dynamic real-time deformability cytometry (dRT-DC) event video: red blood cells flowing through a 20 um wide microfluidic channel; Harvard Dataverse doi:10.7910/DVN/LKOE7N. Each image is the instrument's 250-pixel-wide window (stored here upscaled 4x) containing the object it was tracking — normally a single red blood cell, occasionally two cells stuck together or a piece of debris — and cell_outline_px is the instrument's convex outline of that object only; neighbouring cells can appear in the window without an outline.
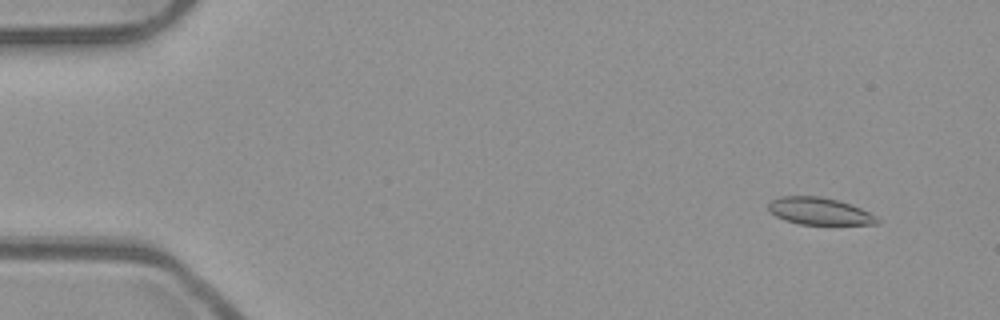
{"species": "common noctule bat (a hibernating species)", "species_latin": "Nyctalus noctula", "temperature_condition": "room temperature", "stored_images_in_passage": 52, "camera_frame_rate_fps": 3000, "um_per_image_px": 0.085, "animal": {"sex": "male", "body_mass_g": 23.1, "forearm_length_mm": 52.7}, "frame": {"image": 1, "passage_image": 4, "time_ms": 1.0, "image_size_px": [1000, 320], "cell_outline_px": [[880, 224], [800, 224], [784, 220], [776, 216], [768, 208], [768, 204], [772, 200], [780, 196], [820, 196], [836, 200], [860, 208], [876, 216], [880, 220]], "centroid_in_image_um": [69.64, 17.95], "position_along_channel_um": 15.4, "area_um2": 16.99}}
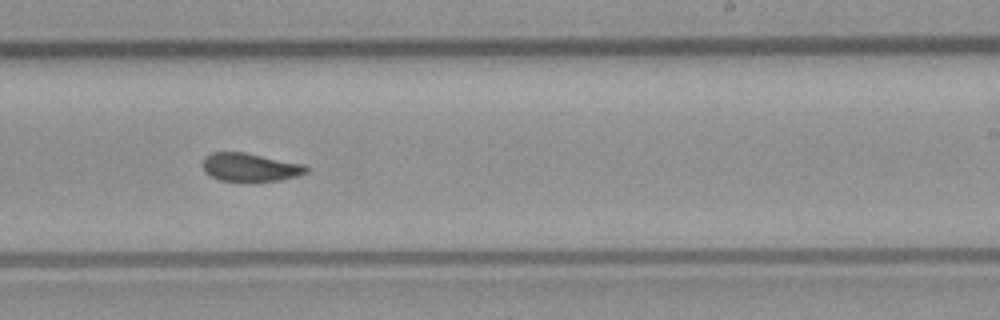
{"frame": {"image": 2, "passage_image": 32, "time_ms": 10.333, "image_size_px": [1000, 320], "cell_outline_px": [[308, 172], [296, 176], [280, 180], [248, 184], [220, 180], [204, 172], [204, 156], [212, 152], [244, 152], [304, 164], [308, 168]], "centroid_in_image_um": [21.26, 14.25], "position_along_channel_um": 267.7, "area_um2": 17.57}}
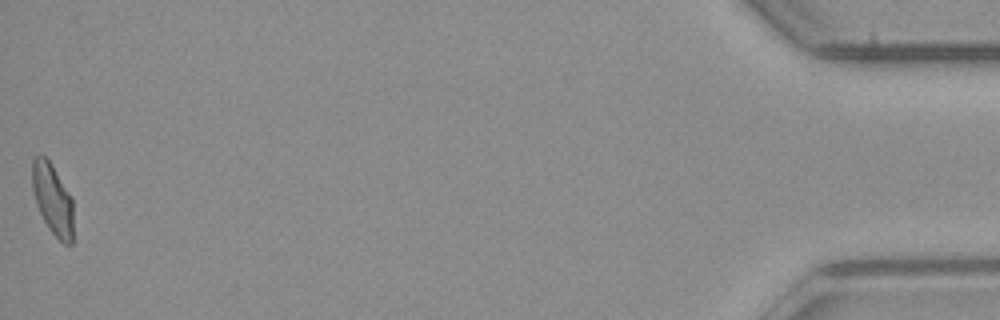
{"frame": {"image": 3, "passage_image": 52, "time_ms": 17.0, "image_size_px": [1000, 320], "cell_outline_px": [[72, 244], [64, 244], [48, 228], [40, 212], [32, 188], [32, 160], [36, 156], [44, 156], [48, 160], [72, 196]], "centroid_in_image_um": [4.47, 16.94], "position_along_channel_um": 430.7, "area_um2": 16.65}, "authors_computed_cell_mechanics": {"area_um2": 17.5712, "velocity_mm_per_s": 3.9713, "shape_relaxation_time_tau1_ms": 8.8705, "shape_relaxation_time_tau2_ms": 1.6084, "deformation_change_tau1": 0.1945, "deformation_change_tau2": 0.0589}}